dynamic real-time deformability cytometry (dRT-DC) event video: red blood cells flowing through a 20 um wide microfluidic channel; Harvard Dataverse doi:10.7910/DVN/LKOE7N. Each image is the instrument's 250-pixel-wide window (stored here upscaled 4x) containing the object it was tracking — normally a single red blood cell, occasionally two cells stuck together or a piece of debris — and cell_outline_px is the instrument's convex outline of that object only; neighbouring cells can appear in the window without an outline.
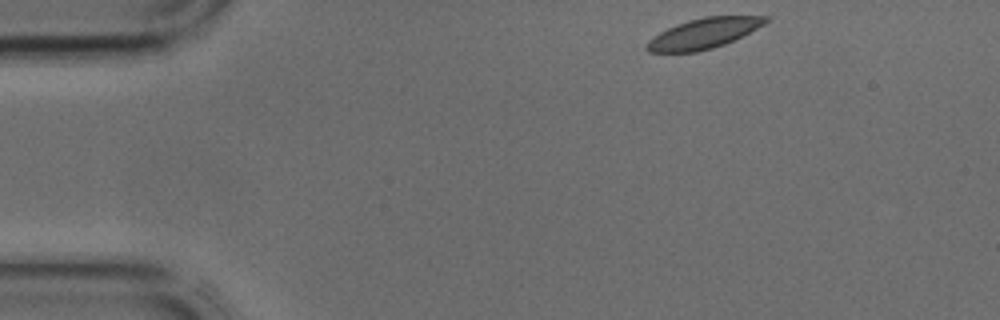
{"species": "common noctule bat (a hibernating species)", "species_latin": "Nyctalus noctula", "temperature_condition": "cold", "stored_images_in_passage": 6, "camera_frame_rate_fps": 3000, "um_per_image_px": 0.085, "animal": {"sex": "male", "body_mass_g": 17.9, "forearm_length_mm": 54.2}, "frame": {"image": 1, "passage_image": 1, "time_ms": 0.0, "image_size_px": [1000, 320], "cell_outline_px": [[772, 20], [724, 44], [712, 48], [696, 52], [648, 52], [644, 48], [644, 44], [648, 40], [660, 32], [676, 24], [688, 20], [704, 16], [772, 16]], "centroid_in_image_um": [59.78, 2.83], "position_along_channel_um": 25.2, "area_um2": 20.92}}